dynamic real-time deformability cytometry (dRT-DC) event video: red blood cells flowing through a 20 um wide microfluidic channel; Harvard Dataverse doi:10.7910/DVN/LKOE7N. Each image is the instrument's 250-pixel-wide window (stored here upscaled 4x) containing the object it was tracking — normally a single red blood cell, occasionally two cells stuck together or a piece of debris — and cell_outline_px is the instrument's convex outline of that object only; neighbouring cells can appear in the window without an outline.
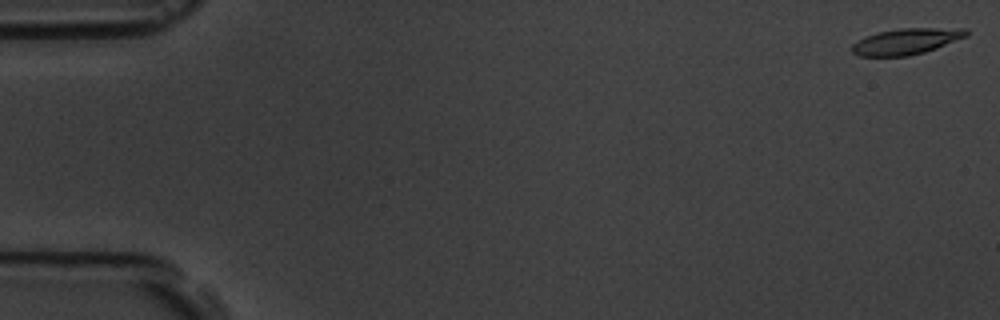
{"species": "common noctule bat (a hibernating species)", "species_latin": "Nyctalus noctula", "temperature_condition": "room temperature", "stored_images_in_passage": 49, "camera_frame_rate_fps": 3000, "um_per_image_px": 0.085, "animal": {"sex": "male", "body_mass_g": 19.5, "forearm_length_mm": 54.6}, "frame": {"image": 1, "passage_image": 1, "time_ms": 0.0, "image_size_px": [1000, 320], "cell_outline_px": [[968, 36], [936, 48], [924, 52], [908, 56], [860, 56], [852, 52], [852, 44], [856, 40], [864, 36], [880, 32], [900, 28], [968, 28]], "centroid_in_image_um": [77.04, 3.51], "position_along_channel_um": 8.0, "area_um2": 17.4}}
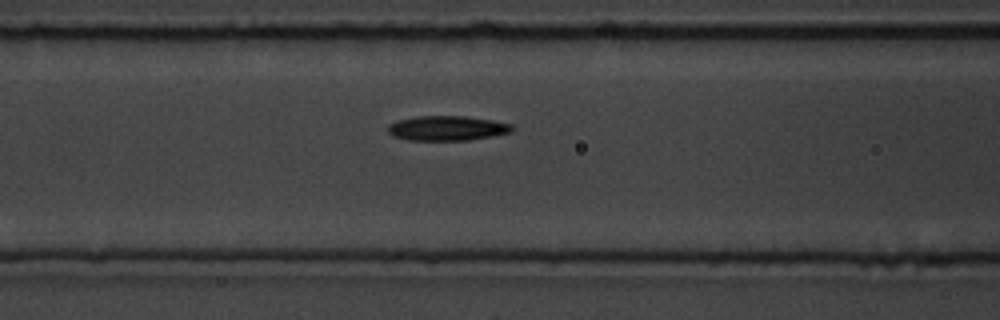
{"frame": {"image": 2, "passage_image": 23, "time_ms": 7.333, "image_size_px": [1000, 320], "cell_outline_px": [[516, 128], [512, 132], [468, 140], [408, 140], [392, 136], [388, 132], [388, 124], [396, 120], [416, 116], [464, 116], [492, 120], [512, 124]], "centroid_in_image_um": [37.99, 10.89], "position_along_channel_um": 128.6, "area_um2": 18.03}}
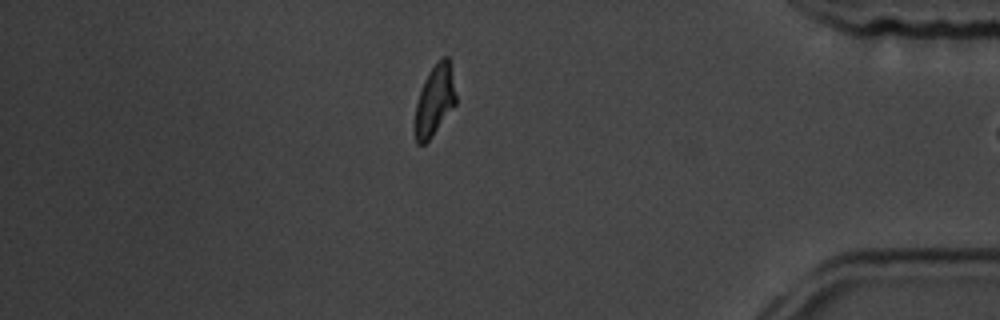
{"frame": {"image": 3, "passage_image": 48, "time_ms": 15.667, "image_size_px": [1000, 320], "cell_outline_px": [[456, 104], [432, 136], [424, 144], [416, 144], [416, 104], [424, 80], [428, 72], [444, 56], [448, 56], [456, 96]], "centroid_in_image_um": [36.95, 8.54], "position_along_channel_um": 398.2, "area_um2": 16.3}}